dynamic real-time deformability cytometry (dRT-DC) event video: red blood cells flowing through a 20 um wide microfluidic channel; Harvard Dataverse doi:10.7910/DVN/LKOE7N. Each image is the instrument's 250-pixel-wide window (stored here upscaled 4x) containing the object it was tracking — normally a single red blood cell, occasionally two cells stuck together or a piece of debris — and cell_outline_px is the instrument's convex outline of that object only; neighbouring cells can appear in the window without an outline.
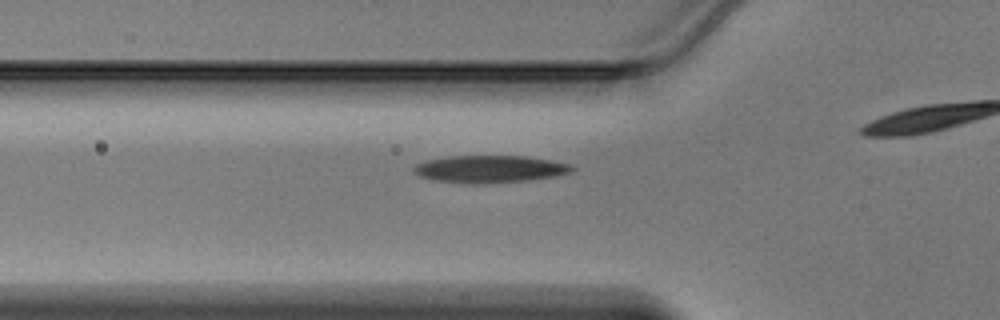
{"species": "Egyptian fruit bat (a non-hibernating species)", "species_latin": "Rousettus aegyptiacus", "temperature_condition": "warm", "stored_images_in_passage": 26, "camera_frame_rate_fps": 3000, "um_per_image_px": 0.085, "animal": {"sex": "male"}, "frame": {"image": 1, "passage_image": 4, "time_ms": 1.0, "image_size_px": [1000, 320], "cell_outline_px": [[576, 168], [568, 172], [556, 176], [528, 180], [484, 184], [472, 184], [432, 180], [420, 176], [412, 172], [412, 168], [416, 164], [428, 160], [448, 156], [524, 156], [552, 160], [572, 164]], "centroid_in_image_um": [41.62, 14.37], "position_along_channel_um": 84.2, "area_um2": 25.32}}
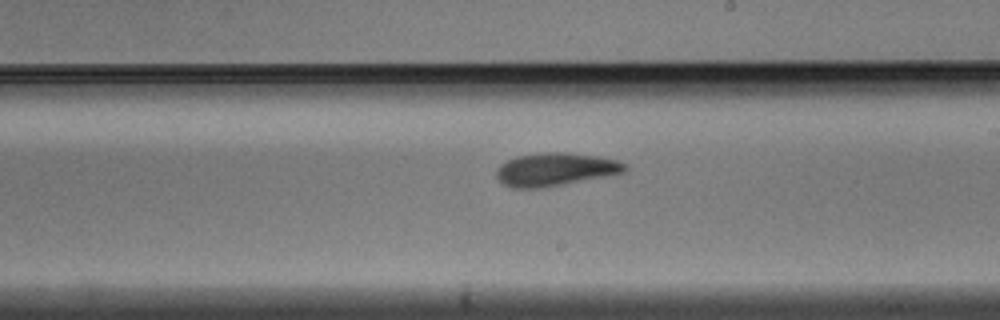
{"frame": {"image": 2, "passage_image": 15, "time_ms": 4.667, "image_size_px": [1000, 320], "cell_outline_px": [[628, 168], [624, 172], [616, 176], [544, 188], [512, 188], [504, 184], [496, 176], [496, 168], [500, 164], [516, 156], [548, 152], [568, 152], [596, 156], [616, 160], [628, 164]], "centroid_in_image_um": [47.28, 14.42], "position_along_channel_um": 241.7, "area_um2": 25.37}}
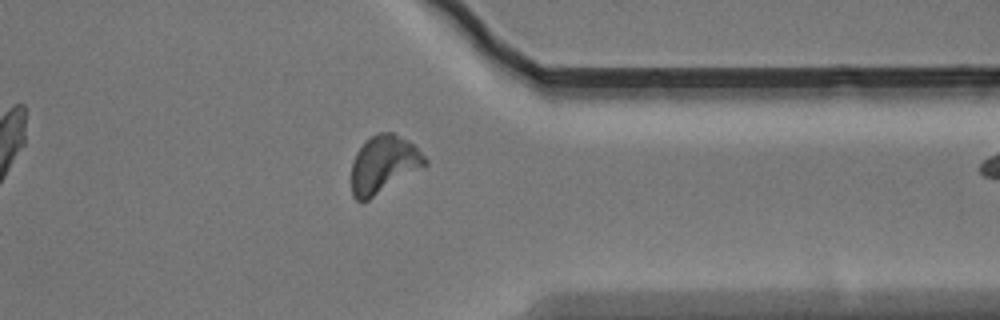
{"frame": {"image": 3, "passage_image": 25, "time_ms": 8.0, "image_size_px": [1000, 320], "cell_outline_px": [[428, 164], [368, 200], [360, 204], [352, 196], [352, 164], [356, 152], [372, 136], [380, 132], [392, 132], [412, 144], [428, 160]], "centroid_in_image_um": [32.59, 14.0], "position_along_channel_um": 378.8, "area_um2": 24.22}}